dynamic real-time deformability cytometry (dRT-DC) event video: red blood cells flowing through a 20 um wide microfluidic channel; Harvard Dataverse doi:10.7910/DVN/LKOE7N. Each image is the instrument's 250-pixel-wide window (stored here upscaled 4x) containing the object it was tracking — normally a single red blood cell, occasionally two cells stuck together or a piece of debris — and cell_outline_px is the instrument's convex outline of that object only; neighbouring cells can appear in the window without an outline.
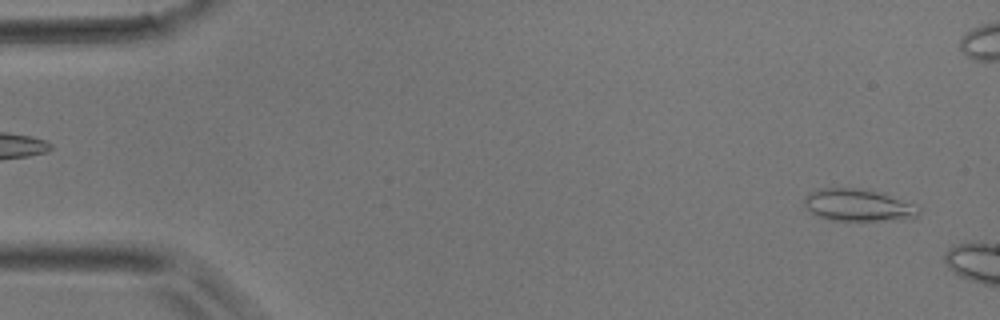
{"species": "common noctule bat (a hibernating species)", "species_latin": "Nyctalus noctula", "temperature_condition": "room temperature", "stored_images_in_passage": 8, "camera_frame_rate_fps": 3000, "um_per_image_px": 0.085, "animal": {"sex": "male", "body_mass_g": 17.9}, "frame": {"image": 1, "passage_image": 2, "time_ms": 0.333, "image_size_px": [1000, 320], "cell_outline_px": [[920, 212], [912, 220], [828, 220], [816, 216], [804, 204], [804, 196], [808, 192], [820, 188], [856, 188], [888, 196], [912, 204], [920, 208]], "centroid_in_image_um": [72.9, 17.46], "position_along_channel_um": 12.1, "area_um2": 21.15}}